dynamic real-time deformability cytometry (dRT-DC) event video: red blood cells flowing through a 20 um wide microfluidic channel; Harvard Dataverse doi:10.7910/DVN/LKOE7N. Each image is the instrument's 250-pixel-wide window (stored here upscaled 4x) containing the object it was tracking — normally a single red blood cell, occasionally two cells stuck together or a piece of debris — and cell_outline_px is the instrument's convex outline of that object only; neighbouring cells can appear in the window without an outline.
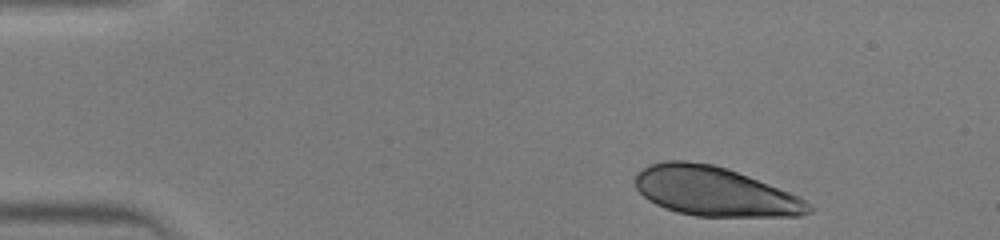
{"species": "human", "species_latin": "Homo sapiens", "temperature_condition": "warm", "stored_images_in_passage": 12, "camera_frame_rate_fps": 3000, "um_per_image_px": 0.085, "donor": {"sex": "male"}, "frame": {"image": 1, "passage_image": 1, "time_ms": 0.0, "image_size_px": [1000, 240], "cell_outline_px": [[812, 212], [800, 216], [696, 216], [676, 212], [664, 208], [648, 200], [636, 188], [636, 172], [648, 164], [664, 160], [688, 160], [712, 164], [728, 168], [800, 196], [812, 204]], "centroid_in_image_um": [60.74, 16.26], "position_along_channel_um": 24.3, "area_um2": 50.05}}
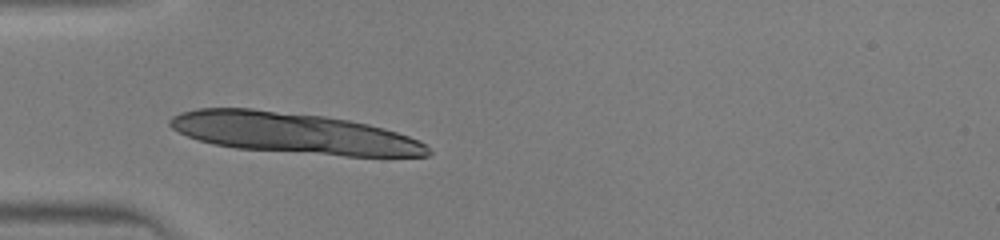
{"frame": {"image": 2, "passage_image": 9, "time_ms": 2.667, "image_size_px": [1000, 240], "cell_outline_px": [[432, 152], [428, 156], [344, 156], [236, 148], [216, 144], [200, 140], [188, 136], [172, 128], [168, 124], [168, 120], [172, 116], [180, 112], [196, 108], [252, 108], [324, 116], [348, 120], [368, 124], [384, 128], [420, 140]], "centroid_in_image_um": [24.95, 11.31], "position_along_channel_um": 60.1, "area_um2": 61.27}}